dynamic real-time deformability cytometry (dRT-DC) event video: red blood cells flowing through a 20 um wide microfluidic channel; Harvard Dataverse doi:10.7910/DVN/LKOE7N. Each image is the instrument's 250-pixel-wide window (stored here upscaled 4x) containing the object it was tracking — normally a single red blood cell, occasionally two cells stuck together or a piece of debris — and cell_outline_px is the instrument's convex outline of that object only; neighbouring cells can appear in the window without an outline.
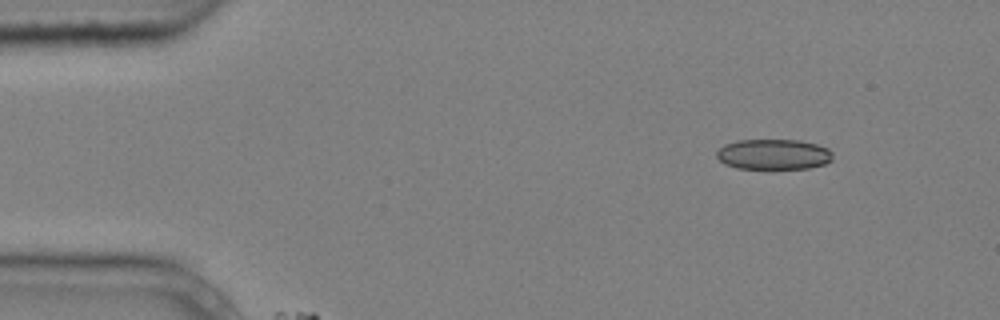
{"species": "common noctule bat (a hibernating species)", "species_latin": "Nyctalus noctula", "temperature_condition": "cold", "stored_images_in_passage": 15, "camera_frame_rate_fps": 3000, "um_per_image_px": 0.085, "animal": {"sex": "male", "body_mass_g": 20.4}, "frame": {"image": 1, "passage_image": 1, "time_ms": 0.0, "image_size_px": [1000, 320], "cell_outline_px": [[832, 160], [824, 164], [808, 168], [736, 168], [724, 164], [716, 156], [716, 152], [724, 144], [736, 140], [800, 140], [816, 144], [828, 148], [832, 152]], "centroid_in_image_um": [65.74, 13.11], "position_along_channel_um": 19.3, "area_um2": 20.58}}